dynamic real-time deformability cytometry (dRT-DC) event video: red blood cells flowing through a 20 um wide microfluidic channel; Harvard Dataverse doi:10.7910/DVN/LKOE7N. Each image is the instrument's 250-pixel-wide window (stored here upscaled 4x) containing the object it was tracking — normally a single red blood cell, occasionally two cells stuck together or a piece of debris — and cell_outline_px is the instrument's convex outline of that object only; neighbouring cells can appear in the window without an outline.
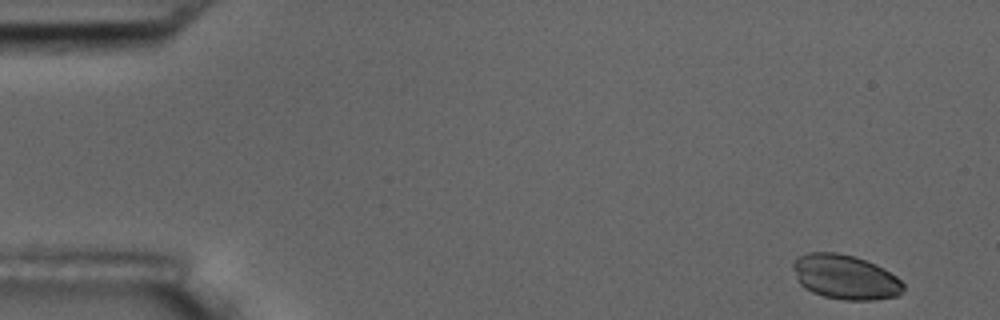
{"species": "common noctule bat (a hibernating species)", "species_latin": "Nyctalus noctula", "temperature_condition": "room temperature", "stored_images_in_passage": 5, "camera_frame_rate_fps": 3000, "um_per_image_px": 0.085, "animal": {"sex": "male", "body_mass_g": 17.5, "forearm_length_mm": 52.3}, "frame": {"image": 1, "passage_image": 1, "time_ms": 0.0, "image_size_px": [1000, 320], "cell_outline_px": [[904, 288], [896, 296], [876, 300], [844, 300], [824, 296], [812, 292], [804, 288], [800, 284], [792, 268], [792, 264], [796, 256], [808, 252], [836, 252], [856, 256], [876, 264], [884, 268], [896, 276], [904, 284]], "centroid_in_image_um": [71.82, 23.53], "position_along_channel_um": 13.2, "area_um2": 28.9}}
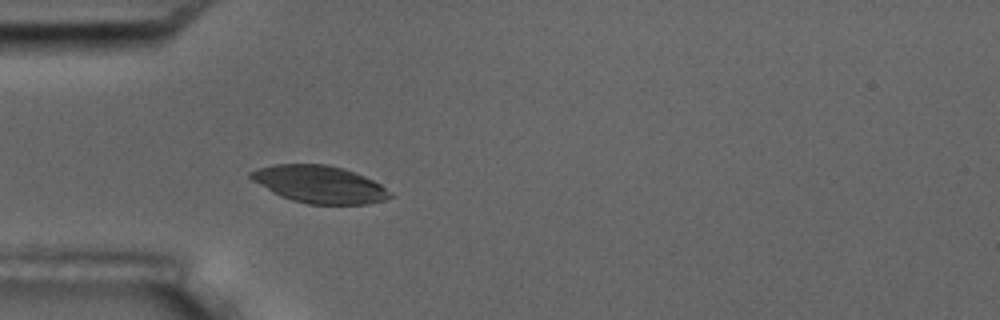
{"frame": {"image": 2, "passage_image": 5, "time_ms": 4.667, "image_size_px": [1000, 320], "cell_outline_px": [[396, 196], [384, 200], [368, 204], [308, 204], [292, 200], [280, 196], [272, 192], [252, 180], [248, 176], [248, 172], [260, 168], [276, 164], [328, 164], [344, 168], [364, 176], [380, 184], [392, 192]], "centroid_in_image_um": [27.18, 15.67], "position_along_channel_um": 57.8, "area_um2": 30.4}}